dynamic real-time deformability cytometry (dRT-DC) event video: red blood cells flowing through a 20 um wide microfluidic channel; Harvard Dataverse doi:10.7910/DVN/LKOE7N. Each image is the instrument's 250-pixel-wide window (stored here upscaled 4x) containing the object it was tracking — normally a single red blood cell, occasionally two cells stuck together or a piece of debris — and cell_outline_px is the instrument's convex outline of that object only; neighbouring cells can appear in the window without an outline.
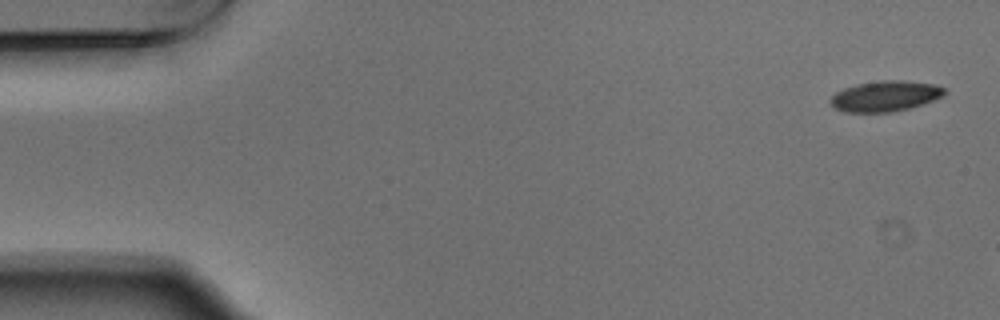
{"species": "Egyptian fruit bat (a non-hibernating species)", "species_latin": "Rousettus aegyptiacus", "temperature_condition": "warm", "stored_images_in_passage": 3, "camera_frame_rate_fps": 3000, "um_per_image_px": 0.085, "animal": {"sex": "male"}, "frame": {"image": 1, "passage_image": 1, "time_ms": 0.0, "image_size_px": [1000, 320], "cell_outline_px": [[948, 92], [944, 96], [924, 104], [912, 108], [892, 112], [844, 112], [836, 108], [828, 100], [836, 92], [844, 88], [856, 84], [880, 80], [904, 80], [936, 84], [944, 88]], "centroid_in_image_um": [75.3, 8.16], "position_along_channel_um": 9.7, "area_um2": 20.63}}